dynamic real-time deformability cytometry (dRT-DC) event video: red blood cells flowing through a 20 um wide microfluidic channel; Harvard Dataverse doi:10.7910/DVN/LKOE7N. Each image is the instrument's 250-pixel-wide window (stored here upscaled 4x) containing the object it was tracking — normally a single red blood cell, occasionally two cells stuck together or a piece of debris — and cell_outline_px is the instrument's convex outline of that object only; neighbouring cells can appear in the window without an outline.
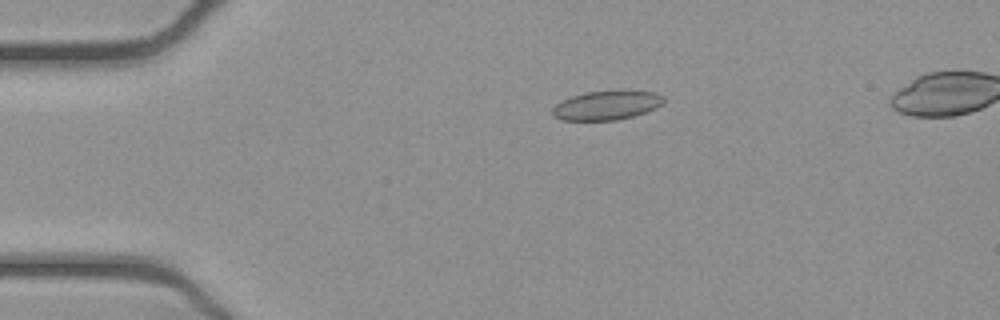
{"species": "common noctule bat (a hibernating species)", "species_latin": "Nyctalus noctula", "temperature_condition": "cold", "stored_images_in_passage": 51, "camera_frame_rate_fps": 3000, "um_per_image_px": 0.085, "animal": {"sex": "female", "body_mass_g": 21.9}, "frame": {"image": 1, "passage_image": 11, "time_ms": 3.333, "image_size_px": [1000, 320], "cell_outline_px": [[664, 104], [656, 108], [632, 116], [616, 120], [560, 120], [552, 116], [552, 108], [560, 100], [584, 92], [652, 92], [664, 96]], "centroid_in_image_um": [51.51, 8.97], "position_along_channel_um": 33.5, "area_um2": 18.55}}
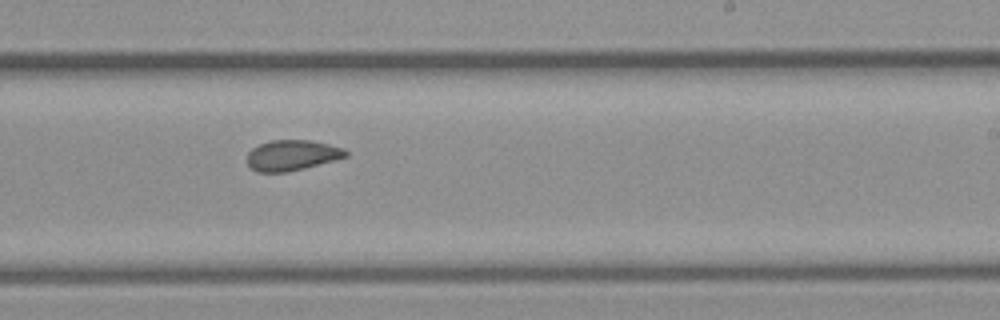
{"frame": {"image": 2, "passage_image": 32, "time_ms": 10.333, "image_size_px": [1000, 320], "cell_outline_px": [[348, 156], [336, 160], [288, 172], [256, 172], [248, 164], [248, 152], [252, 148], [268, 140], [312, 140], [344, 148], [348, 152]], "centroid_in_image_um": [24.84, 13.19], "position_along_channel_um": 264.2, "area_um2": 17.63}}
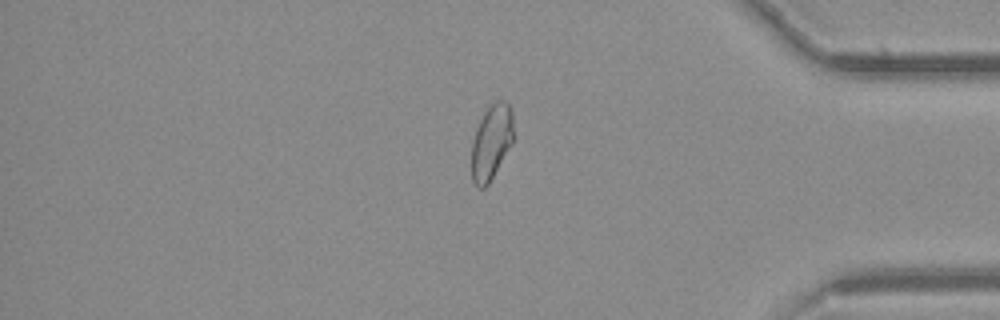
{"frame": {"image": 3, "passage_image": 44, "time_ms": 14.333, "image_size_px": [1000, 320], "cell_outline_px": [[512, 144], [488, 184], [484, 188], [476, 188], [472, 180], [472, 140], [476, 128], [484, 112], [496, 100], [508, 100], [512, 112]], "centroid_in_image_um": [41.76, 12.07], "position_along_channel_um": 393.4, "area_um2": 18.26}}